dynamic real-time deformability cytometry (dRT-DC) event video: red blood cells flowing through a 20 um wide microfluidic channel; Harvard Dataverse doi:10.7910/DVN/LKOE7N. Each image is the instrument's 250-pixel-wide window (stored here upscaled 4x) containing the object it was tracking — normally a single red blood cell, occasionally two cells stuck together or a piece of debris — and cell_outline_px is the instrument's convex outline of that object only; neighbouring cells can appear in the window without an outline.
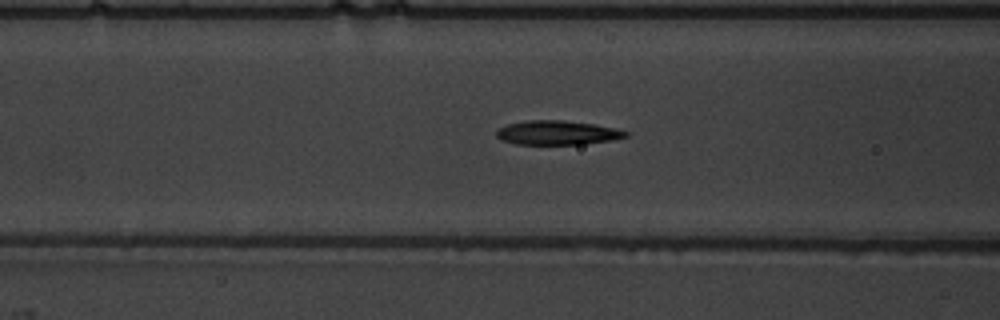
{"species": "common noctule bat (a hibernating species)", "species_latin": "Nyctalus noctula", "temperature_condition": "warm", "stored_images_in_passage": 39, "camera_frame_rate_fps": 3000, "um_per_image_px": 0.085, "animal": {"sex": "male", "body_mass_g": 19.5, "forearm_length_mm": 54.6}, "frame": {"image": 1, "passage_image": 6, "time_ms": 1.667, "image_size_px": [1000, 320], "cell_outline_px": [[628, 136], [608, 140], [580, 144], [516, 144], [500, 140], [496, 136], [496, 132], [500, 128], [508, 124], [528, 120], [564, 120], [592, 124], [612, 128], [628, 132]], "centroid_in_image_um": [47.3, 11.28], "position_along_channel_um": 119.3, "area_um2": 17.86}}
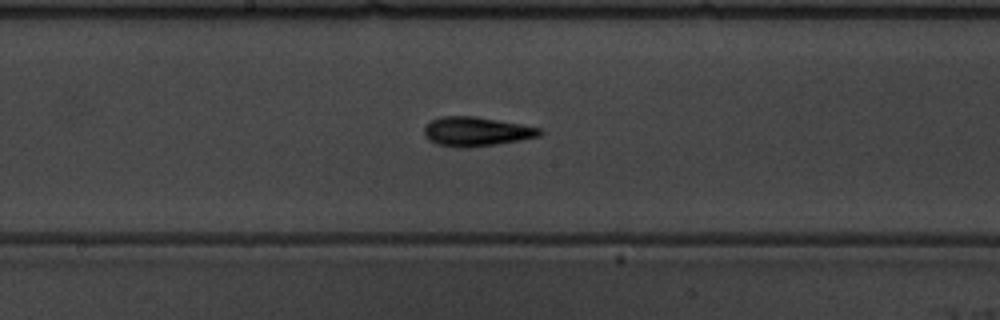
{"frame": {"image": 2, "passage_image": 13, "time_ms": 4.0, "image_size_px": [1000, 320], "cell_outline_px": [[544, 132], [540, 136], [520, 140], [464, 148], [456, 148], [436, 144], [428, 140], [424, 136], [424, 128], [432, 120], [440, 116], [476, 116], [520, 124], [540, 128]], "centroid_in_image_um": [40.46, 11.18], "position_along_channel_um": 207.7, "area_um2": 19.65}}
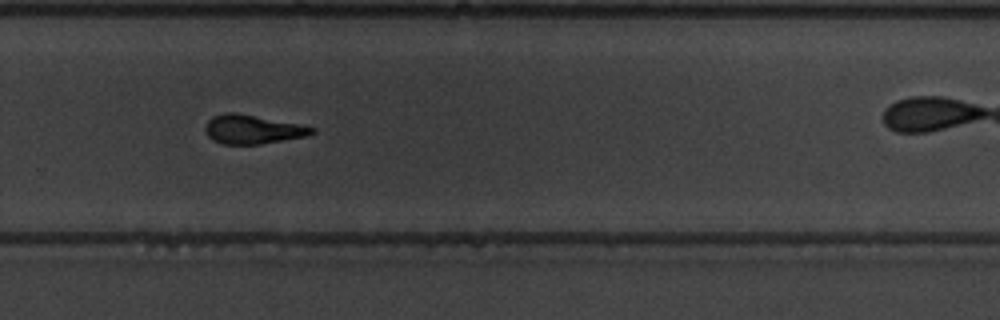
{"frame": {"image": 3, "passage_image": 21, "time_ms": 6.667, "image_size_px": [1000, 320], "cell_outline_px": [[316, 132], [304, 136], [260, 144], [224, 144], [212, 140], [208, 136], [204, 128], [208, 120], [212, 116], [224, 112], [232, 112], [296, 124], [316, 128]], "centroid_in_image_um": [21.4, 11.0], "position_along_channel_um": 308.4, "area_um2": 17.57}, "authors_computed_cell_mechanics": {"area_um2": 17.8024, "velocity_mm_per_s": 3.7896, "shape_relaxation_time_tau1_ms": 3.3778, "shape_relaxation_time_tau2_ms": 2.3495, "deformation_change_tau1": 0.1953, "deformation_change_tau2": 0.1291}}